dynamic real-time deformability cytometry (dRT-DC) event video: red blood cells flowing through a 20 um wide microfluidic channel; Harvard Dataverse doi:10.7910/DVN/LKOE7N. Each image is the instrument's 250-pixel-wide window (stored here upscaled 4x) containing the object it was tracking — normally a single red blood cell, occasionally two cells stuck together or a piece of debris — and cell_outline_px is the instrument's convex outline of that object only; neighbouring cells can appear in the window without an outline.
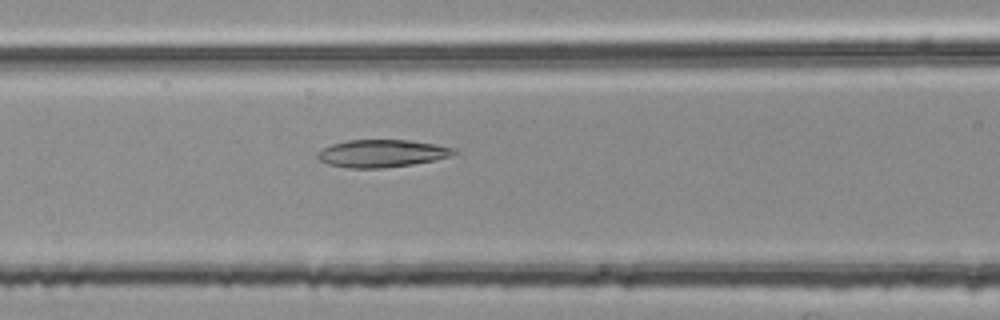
{"species": "common noctule bat (a hibernating species)", "species_latin": "Nyctalus noctula", "temperature_condition": "room temperature", "stored_images_in_passage": 41, "camera_frame_rate_fps": 3000, "um_per_image_px": 0.085, "animal": {"sex": "female", "body_mass_g": 25.1}, "frame": {"image": 1, "passage_image": 10, "time_ms": 3.0, "image_size_px": [1000, 320], "cell_outline_px": [[456, 152], [452, 156], [436, 160], [412, 164], [384, 168], [348, 168], [328, 164], [320, 160], [316, 156], [316, 152], [320, 148], [332, 144], [348, 140], [408, 140], [436, 144], [456, 148]], "centroid_in_image_um": [32.45, 13.04], "position_along_channel_um": 134.2, "area_um2": 22.08}}
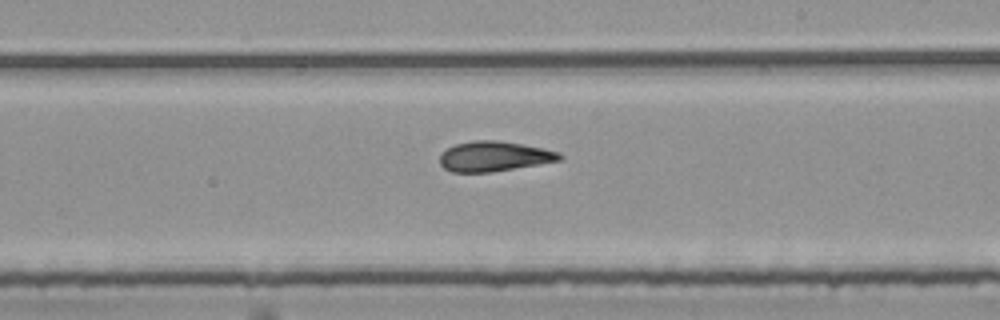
{"frame": {"image": 2, "passage_image": 19, "time_ms": 6.0, "image_size_px": [1000, 320], "cell_outline_px": [[564, 156], [560, 160], [492, 172], [452, 172], [444, 168], [440, 164], [440, 152], [456, 144], [472, 140], [496, 140], [520, 144], [560, 152]], "centroid_in_image_um": [41.96, 13.29], "position_along_channel_um": 247.0, "area_um2": 20.81}}
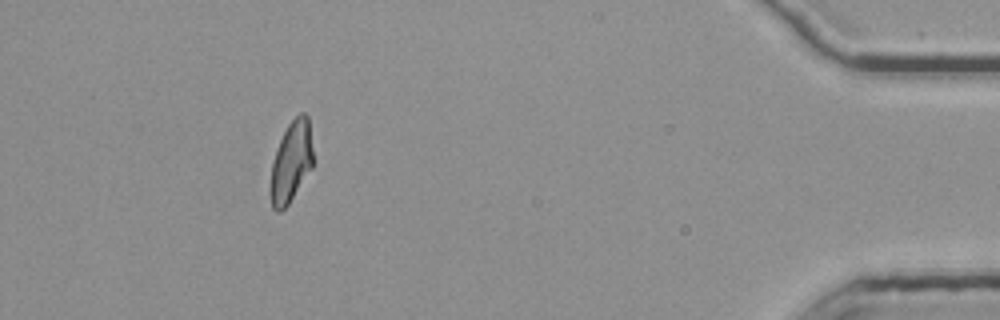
{"frame": {"image": 3, "passage_image": 37, "time_ms": 12.0, "image_size_px": [1000, 320], "cell_outline_px": [[312, 168], [288, 204], [280, 212], [276, 212], [272, 208], [268, 192], [268, 188], [272, 160], [280, 140], [288, 124], [300, 112], [304, 112], [308, 116], [312, 148]], "centroid_in_image_um": [24.7, 13.8], "position_along_channel_um": 410.5, "area_um2": 20.35}, "authors_computed_cell_mechanics": {"area_um2": 21.097, "velocity_mm_per_s": 3.7814, "shape_relaxation_time_tau1_ms": null, "shape_relaxation_time_tau2_ms": 3.1665, "deformation_change_tau1": null, "deformation_change_tau2": 0.1235}}